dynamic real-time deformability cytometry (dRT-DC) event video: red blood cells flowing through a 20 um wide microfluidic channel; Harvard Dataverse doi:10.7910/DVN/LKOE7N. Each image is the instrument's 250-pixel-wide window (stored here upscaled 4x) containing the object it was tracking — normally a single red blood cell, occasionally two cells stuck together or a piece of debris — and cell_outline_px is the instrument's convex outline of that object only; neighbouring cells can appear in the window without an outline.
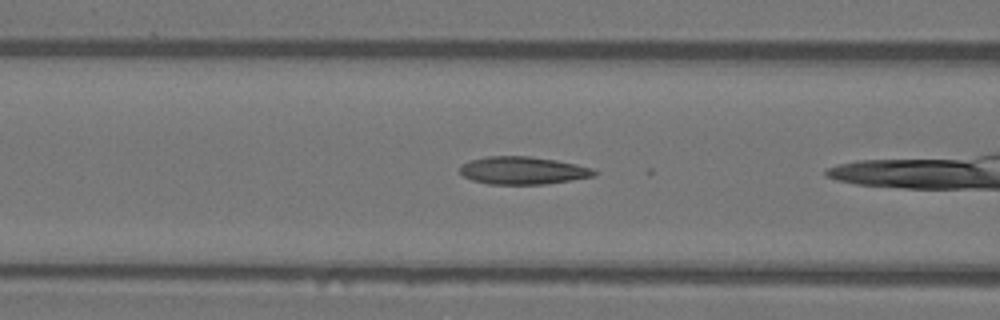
{"species": "Egyptian fruit bat (a non-hibernating species)", "species_latin": "Rousettus aegyptiacus", "temperature_condition": "warm", "stored_images_in_passage": 6, "camera_frame_rate_fps": 3000, "um_per_image_px": 0.085, "animal": {"sex": "female"}, "frame": {"image": 1, "passage_image": 4, "time_ms": 1.0, "image_size_px": [1000, 320], "cell_outline_px": [[600, 172], [596, 176], [572, 180], [544, 184], [488, 184], [472, 180], [464, 176], [460, 172], [460, 164], [468, 160], [484, 156], [528, 156], [556, 160], [576, 164], [592, 168]], "centroid_in_image_um": [44.44, 14.48], "position_along_channel_um": 122.2, "area_um2": 21.91}}